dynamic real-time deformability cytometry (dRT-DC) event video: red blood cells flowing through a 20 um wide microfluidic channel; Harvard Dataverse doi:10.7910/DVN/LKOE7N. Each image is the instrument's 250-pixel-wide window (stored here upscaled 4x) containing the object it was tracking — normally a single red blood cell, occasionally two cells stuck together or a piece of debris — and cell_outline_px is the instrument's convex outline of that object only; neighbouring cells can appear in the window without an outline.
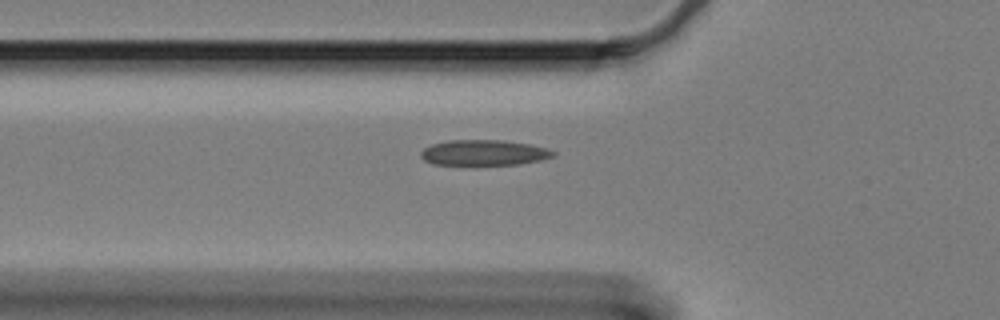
{"species": "Egyptian fruit bat (a non-hibernating species)", "species_latin": "Rousettus aegyptiacus", "temperature_condition": "cold", "stored_images_in_passage": 40, "camera_frame_rate_fps": 3000, "um_per_image_px": 0.085, "animal": {"sex": "female"}, "frame": {"image": 1, "passage_image": 4, "time_ms": 1.0, "image_size_px": [1000, 320], "cell_outline_px": [[556, 152], [552, 156], [540, 160], [520, 164], [432, 164], [424, 160], [420, 156], [420, 152], [424, 148], [432, 144], [448, 140], [504, 140], [528, 144], [544, 148]], "centroid_in_image_um": [41.08, 12.97], "position_along_channel_um": 84.7, "area_um2": 19.42}}
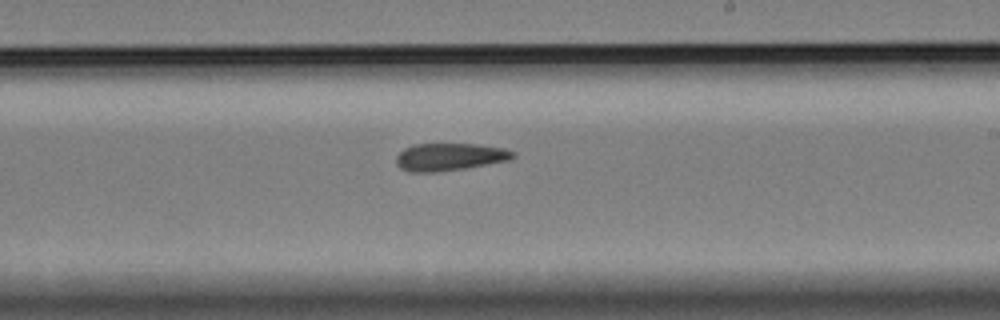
{"frame": {"image": 2, "passage_image": 19, "time_ms": 6.0, "image_size_px": [1000, 320], "cell_outline_px": [[516, 156], [512, 160], [440, 172], [408, 172], [400, 168], [396, 164], [396, 156], [404, 148], [412, 144], [476, 144], [504, 148], [516, 152]], "centroid_in_image_um": [38.23, 13.34], "position_along_channel_um": 250.8, "area_um2": 18.96}}
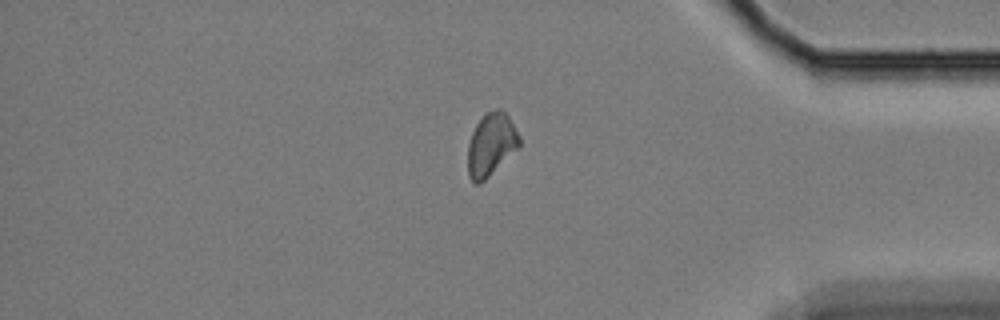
{"frame": {"image": 3, "passage_image": 34, "time_ms": 11.0, "image_size_px": [1000, 320], "cell_outline_px": [[520, 144], [480, 184], [476, 184], [468, 176], [468, 144], [472, 132], [476, 124], [484, 112], [496, 108], [500, 108], [508, 116], [520, 136]], "centroid_in_image_um": [41.71, 12.24], "position_along_channel_um": 393.5, "area_um2": 18.55}}